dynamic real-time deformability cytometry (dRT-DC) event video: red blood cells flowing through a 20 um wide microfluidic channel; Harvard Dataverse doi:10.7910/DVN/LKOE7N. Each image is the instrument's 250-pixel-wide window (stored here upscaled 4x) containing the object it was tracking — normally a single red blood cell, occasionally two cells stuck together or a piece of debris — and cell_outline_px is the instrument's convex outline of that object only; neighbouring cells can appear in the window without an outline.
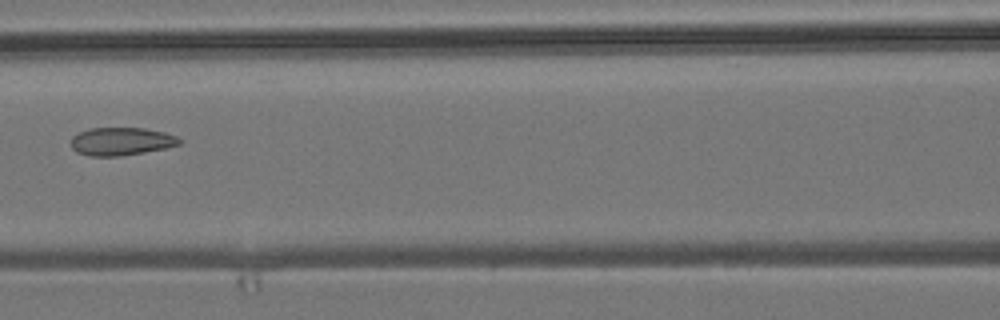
{"species": "common noctule bat (a hibernating species)", "species_latin": "Nyctalus noctula", "temperature_condition": "room temperature", "stored_images_in_passage": 5, "camera_frame_rate_fps": 3000, "um_per_image_px": 0.085, "animal": {"sex": "male", "body_mass_g": 19.2, "forearm_length_mm": 51.8}, "frame": {"image": 1, "passage_image": 4, "time_ms": 3.667, "image_size_px": [1000, 320], "cell_outline_px": [[184, 140], [180, 144], [164, 148], [144, 152], [120, 156], [88, 156], [76, 152], [72, 148], [72, 136], [88, 128], [144, 128], [164, 132], [176, 136]], "centroid_in_image_um": [10.31, 12.02], "position_along_channel_um": 156.3, "area_um2": 17.69}}
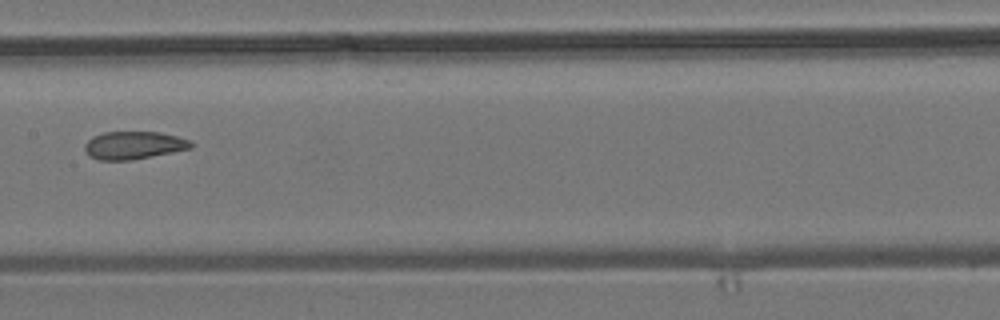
{"frame": {"image": 2, "passage_image": 5, "time_ms": 4.667, "image_size_px": [1000, 320], "cell_outline_px": [[192, 148], [132, 160], [100, 160], [88, 156], [84, 148], [84, 144], [92, 136], [104, 132], [160, 132], [176, 136], [188, 140], [192, 144]], "centroid_in_image_um": [11.32, 12.35], "position_along_channel_um": 196.1, "area_um2": 17.17}}